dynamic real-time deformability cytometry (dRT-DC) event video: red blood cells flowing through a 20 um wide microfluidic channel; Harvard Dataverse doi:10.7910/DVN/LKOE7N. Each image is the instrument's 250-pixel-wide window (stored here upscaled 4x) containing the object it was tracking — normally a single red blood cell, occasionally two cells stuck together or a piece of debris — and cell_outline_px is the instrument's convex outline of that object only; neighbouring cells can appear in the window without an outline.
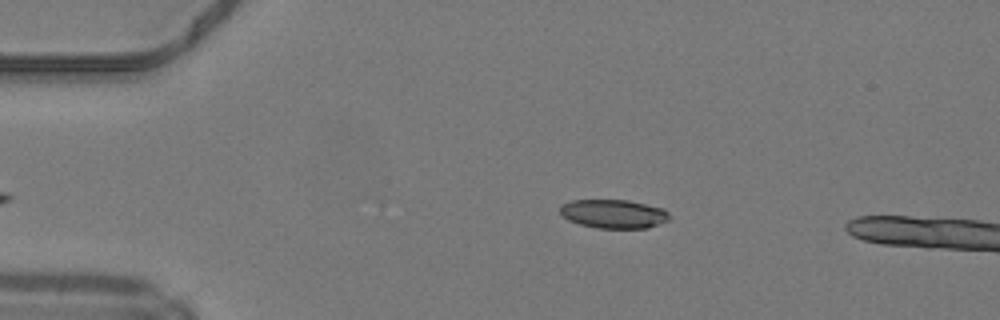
{"species": "common noctule bat (a hibernating species)", "species_latin": "Nyctalus noctula", "temperature_condition": "warm", "stored_images_in_passage": 7, "camera_frame_rate_fps": 3000, "um_per_image_px": 0.085, "animal": {"sex": "male", "body_mass_g": 19.2, "forearm_length_mm": 51.8}, "frame": {"image": 1, "passage_image": 1, "time_ms": 0.0, "image_size_px": [1000, 320], "cell_outline_px": [[668, 220], [648, 228], [596, 228], [580, 224], [568, 220], [560, 212], [560, 204], [572, 200], [628, 200], [664, 208], [668, 212]], "centroid_in_image_um": [52.14, 18.17], "position_along_channel_um": 32.9, "area_um2": 18.32}}